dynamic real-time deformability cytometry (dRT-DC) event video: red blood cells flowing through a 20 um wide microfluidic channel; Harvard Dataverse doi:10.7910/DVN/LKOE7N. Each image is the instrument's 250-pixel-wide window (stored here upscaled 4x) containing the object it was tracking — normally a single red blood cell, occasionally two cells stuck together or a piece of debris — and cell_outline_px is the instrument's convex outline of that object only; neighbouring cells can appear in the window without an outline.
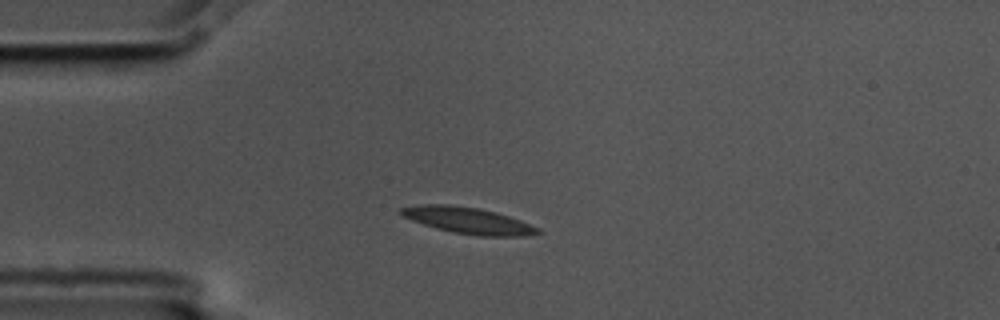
{"species": "common noctule bat (a hibernating species)", "species_latin": "Nyctalus noctula", "temperature_condition": "cold", "stored_images_in_passage": 5, "camera_frame_rate_fps": 3000, "um_per_image_px": 0.085, "animal": {"sex": "male", "body_mass_g": 17.5, "forearm_length_mm": 52.3}, "frame": {"image": 1, "passage_image": 2, "time_ms": 0.333, "image_size_px": [1000, 320], "cell_outline_px": [[544, 232], [524, 236], [480, 236], [452, 232], [436, 228], [400, 216], [400, 208], [420, 204], [448, 204], [476, 208], [496, 212], [520, 220], [540, 228]], "centroid_in_image_um": [39.79, 18.74], "position_along_channel_um": 45.2, "area_um2": 20.98}}
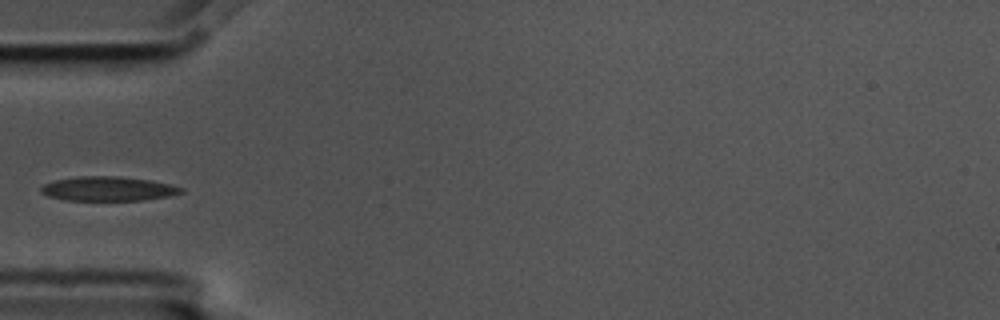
{"frame": {"image": 2, "passage_image": 3, "time_ms": 0.667, "image_size_px": [1000, 320], "cell_outline_px": [[184, 192], [168, 196], [144, 200], [64, 200], [48, 196], [40, 192], [40, 188], [44, 184], [56, 180], [80, 176], [120, 176], [152, 180], [184, 188]], "centroid_in_image_um": [9.19, 16.04], "position_along_channel_um": 75.8, "area_um2": 19.88}}